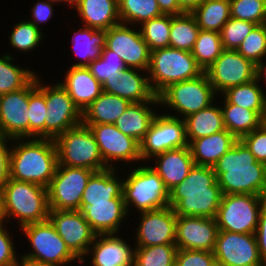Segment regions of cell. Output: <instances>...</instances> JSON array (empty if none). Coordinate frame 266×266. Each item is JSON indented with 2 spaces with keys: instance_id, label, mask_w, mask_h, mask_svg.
<instances>
[{
  "instance_id": "cell-1",
  "label": "cell",
  "mask_w": 266,
  "mask_h": 266,
  "mask_svg": "<svg viewBox=\"0 0 266 266\" xmlns=\"http://www.w3.org/2000/svg\"><path fill=\"white\" fill-rule=\"evenodd\" d=\"M222 195L213 167L194 165L169 191V206L177 216L215 218Z\"/></svg>"
},
{
  "instance_id": "cell-2",
  "label": "cell",
  "mask_w": 266,
  "mask_h": 266,
  "mask_svg": "<svg viewBox=\"0 0 266 266\" xmlns=\"http://www.w3.org/2000/svg\"><path fill=\"white\" fill-rule=\"evenodd\" d=\"M222 194H252L266 197L265 163L256 160L237 140L213 166Z\"/></svg>"
},
{
  "instance_id": "cell-3",
  "label": "cell",
  "mask_w": 266,
  "mask_h": 266,
  "mask_svg": "<svg viewBox=\"0 0 266 266\" xmlns=\"http://www.w3.org/2000/svg\"><path fill=\"white\" fill-rule=\"evenodd\" d=\"M13 140H17L18 144L11 147L10 178L48 188L58 165L54 139L15 138Z\"/></svg>"
},
{
  "instance_id": "cell-4",
  "label": "cell",
  "mask_w": 266,
  "mask_h": 266,
  "mask_svg": "<svg viewBox=\"0 0 266 266\" xmlns=\"http://www.w3.org/2000/svg\"><path fill=\"white\" fill-rule=\"evenodd\" d=\"M1 191L3 220L13 216L21 227L49 218L47 188L9 178Z\"/></svg>"
},
{
  "instance_id": "cell-5",
  "label": "cell",
  "mask_w": 266,
  "mask_h": 266,
  "mask_svg": "<svg viewBox=\"0 0 266 266\" xmlns=\"http://www.w3.org/2000/svg\"><path fill=\"white\" fill-rule=\"evenodd\" d=\"M147 72L156 96L171 84L194 79L204 73L191 52L171 47L151 51Z\"/></svg>"
},
{
  "instance_id": "cell-6",
  "label": "cell",
  "mask_w": 266,
  "mask_h": 266,
  "mask_svg": "<svg viewBox=\"0 0 266 266\" xmlns=\"http://www.w3.org/2000/svg\"><path fill=\"white\" fill-rule=\"evenodd\" d=\"M54 142L58 165L86 168L95 172L108 168L100 155L94 134L83 123L67 129Z\"/></svg>"
},
{
  "instance_id": "cell-7",
  "label": "cell",
  "mask_w": 266,
  "mask_h": 266,
  "mask_svg": "<svg viewBox=\"0 0 266 266\" xmlns=\"http://www.w3.org/2000/svg\"><path fill=\"white\" fill-rule=\"evenodd\" d=\"M130 172L122 192L127 213L131 203L140 213L169 206V190L153 167L139 166Z\"/></svg>"
},
{
  "instance_id": "cell-8",
  "label": "cell",
  "mask_w": 266,
  "mask_h": 266,
  "mask_svg": "<svg viewBox=\"0 0 266 266\" xmlns=\"http://www.w3.org/2000/svg\"><path fill=\"white\" fill-rule=\"evenodd\" d=\"M266 197L252 194H223L215 217L218 230L255 234Z\"/></svg>"
},
{
  "instance_id": "cell-9",
  "label": "cell",
  "mask_w": 266,
  "mask_h": 266,
  "mask_svg": "<svg viewBox=\"0 0 266 266\" xmlns=\"http://www.w3.org/2000/svg\"><path fill=\"white\" fill-rule=\"evenodd\" d=\"M30 242L33 251L21 257V260L38 264L64 266L78 259L58 235L55 226L46 220L20 227Z\"/></svg>"
},
{
  "instance_id": "cell-10",
  "label": "cell",
  "mask_w": 266,
  "mask_h": 266,
  "mask_svg": "<svg viewBox=\"0 0 266 266\" xmlns=\"http://www.w3.org/2000/svg\"><path fill=\"white\" fill-rule=\"evenodd\" d=\"M216 94L204 72L197 78L169 85L158 95V99L159 105L176 110L184 119L214 103Z\"/></svg>"
},
{
  "instance_id": "cell-11",
  "label": "cell",
  "mask_w": 266,
  "mask_h": 266,
  "mask_svg": "<svg viewBox=\"0 0 266 266\" xmlns=\"http://www.w3.org/2000/svg\"><path fill=\"white\" fill-rule=\"evenodd\" d=\"M95 171L86 168L57 165L47 188L50 210H78L82 194Z\"/></svg>"
},
{
  "instance_id": "cell-12",
  "label": "cell",
  "mask_w": 266,
  "mask_h": 266,
  "mask_svg": "<svg viewBox=\"0 0 266 266\" xmlns=\"http://www.w3.org/2000/svg\"><path fill=\"white\" fill-rule=\"evenodd\" d=\"M188 146L185 121L175 115H156L140 142L142 161L167 150Z\"/></svg>"
},
{
  "instance_id": "cell-13",
  "label": "cell",
  "mask_w": 266,
  "mask_h": 266,
  "mask_svg": "<svg viewBox=\"0 0 266 266\" xmlns=\"http://www.w3.org/2000/svg\"><path fill=\"white\" fill-rule=\"evenodd\" d=\"M258 66L236 50L224 49L204 72L216 93L248 83L258 77Z\"/></svg>"
},
{
  "instance_id": "cell-14",
  "label": "cell",
  "mask_w": 266,
  "mask_h": 266,
  "mask_svg": "<svg viewBox=\"0 0 266 266\" xmlns=\"http://www.w3.org/2000/svg\"><path fill=\"white\" fill-rule=\"evenodd\" d=\"M44 96L47 107L45 138L55 139L82 123V112L60 83L50 87L44 85Z\"/></svg>"
},
{
  "instance_id": "cell-15",
  "label": "cell",
  "mask_w": 266,
  "mask_h": 266,
  "mask_svg": "<svg viewBox=\"0 0 266 266\" xmlns=\"http://www.w3.org/2000/svg\"><path fill=\"white\" fill-rule=\"evenodd\" d=\"M104 45L120 56L128 68L147 72L151 51L142 38L141 32L119 23L105 30Z\"/></svg>"
},
{
  "instance_id": "cell-16",
  "label": "cell",
  "mask_w": 266,
  "mask_h": 266,
  "mask_svg": "<svg viewBox=\"0 0 266 266\" xmlns=\"http://www.w3.org/2000/svg\"><path fill=\"white\" fill-rule=\"evenodd\" d=\"M50 222L69 250L84 263L83 258L93 243L96 233L78 210H49Z\"/></svg>"
},
{
  "instance_id": "cell-17",
  "label": "cell",
  "mask_w": 266,
  "mask_h": 266,
  "mask_svg": "<svg viewBox=\"0 0 266 266\" xmlns=\"http://www.w3.org/2000/svg\"><path fill=\"white\" fill-rule=\"evenodd\" d=\"M215 260L225 266H261L255 234L218 231L213 250Z\"/></svg>"
},
{
  "instance_id": "cell-18",
  "label": "cell",
  "mask_w": 266,
  "mask_h": 266,
  "mask_svg": "<svg viewBox=\"0 0 266 266\" xmlns=\"http://www.w3.org/2000/svg\"><path fill=\"white\" fill-rule=\"evenodd\" d=\"M89 128L94 134L100 155L108 168H115L111 161H142L140 144L121 132L114 124H91Z\"/></svg>"
},
{
  "instance_id": "cell-19",
  "label": "cell",
  "mask_w": 266,
  "mask_h": 266,
  "mask_svg": "<svg viewBox=\"0 0 266 266\" xmlns=\"http://www.w3.org/2000/svg\"><path fill=\"white\" fill-rule=\"evenodd\" d=\"M140 215L136 247L175 245L177 215L172 207L141 212Z\"/></svg>"
},
{
  "instance_id": "cell-20",
  "label": "cell",
  "mask_w": 266,
  "mask_h": 266,
  "mask_svg": "<svg viewBox=\"0 0 266 266\" xmlns=\"http://www.w3.org/2000/svg\"><path fill=\"white\" fill-rule=\"evenodd\" d=\"M218 231L215 218L177 216L175 245L178 249L213 252Z\"/></svg>"
},
{
  "instance_id": "cell-21",
  "label": "cell",
  "mask_w": 266,
  "mask_h": 266,
  "mask_svg": "<svg viewBox=\"0 0 266 266\" xmlns=\"http://www.w3.org/2000/svg\"><path fill=\"white\" fill-rule=\"evenodd\" d=\"M28 85L0 95V137L29 138Z\"/></svg>"
},
{
  "instance_id": "cell-22",
  "label": "cell",
  "mask_w": 266,
  "mask_h": 266,
  "mask_svg": "<svg viewBox=\"0 0 266 266\" xmlns=\"http://www.w3.org/2000/svg\"><path fill=\"white\" fill-rule=\"evenodd\" d=\"M78 211L84 216L96 234H116L127 210L123 199L109 202L80 204Z\"/></svg>"
},
{
  "instance_id": "cell-23",
  "label": "cell",
  "mask_w": 266,
  "mask_h": 266,
  "mask_svg": "<svg viewBox=\"0 0 266 266\" xmlns=\"http://www.w3.org/2000/svg\"><path fill=\"white\" fill-rule=\"evenodd\" d=\"M140 69L126 68L116 79L105 81L103 91L128 100L130 103L159 101L152 91L149 79L139 74Z\"/></svg>"
},
{
  "instance_id": "cell-24",
  "label": "cell",
  "mask_w": 266,
  "mask_h": 266,
  "mask_svg": "<svg viewBox=\"0 0 266 266\" xmlns=\"http://www.w3.org/2000/svg\"><path fill=\"white\" fill-rule=\"evenodd\" d=\"M91 245L93 266H134V249L116 234H97Z\"/></svg>"
},
{
  "instance_id": "cell-25",
  "label": "cell",
  "mask_w": 266,
  "mask_h": 266,
  "mask_svg": "<svg viewBox=\"0 0 266 266\" xmlns=\"http://www.w3.org/2000/svg\"><path fill=\"white\" fill-rule=\"evenodd\" d=\"M66 73L64 82L60 84L83 112L102 94V84L91 74L88 67L71 66Z\"/></svg>"
},
{
  "instance_id": "cell-26",
  "label": "cell",
  "mask_w": 266,
  "mask_h": 266,
  "mask_svg": "<svg viewBox=\"0 0 266 266\" xmlns=\"http://www.w3.org/2000/svg\"><path fill=\"white\" fill-rule=\"evenodd\" d=\"M156 167L154 170L163 180L165 187L170 191L177 184H180L189 174L195 165L188 146L167 150L154 156Z\"/></svg>"
},
{
  "instance_id": "cell-27",
  "label": "cell",
  "mask_w": 266,
  "mask_h": 266,
  "mask_svg": "<svg viewBox=\"0 0 266 266\" xmlns=\"http://www.w3.org/2000/svg\"><path fill=\"white\" fill-rule=\"evenodd\" d=\"M238 139L227 129L189 144L195 165L213 167Z\"/></svg>"
},
{
  "instance_id": "cell-28",
  "label": "cell",
  "mask_w": 266,
  "mask_h": 266,
  "mask_svg": "<svg viewBox=\"0 0 266 266\" xmlns=\"http://www.w3.org/2000/svg\"><path fill=\"white\" fill-rule=\"evenodd\" d=\"M115 168L94 172L89 178L81 198V204L109 202L123 199V181L115 175Z\"/></svg>"
},
{
  "instance_id": "cell-29",
  "label": "cell",
  "mask_w": 266,
  "mask_h": 266,
  "mask_svg": "<svg viewBox=\"0 0 266 266\" xmlns=\"http://www.w3.org/2000/svg\"><path fill=\"white\" fill-rule=\"evenodd\" d=\"M152 104H159V101L130 103L125 112L114 122V125L140 144L157 115L151 108Z\"/></svg>"
},
{
  "instance_id": "cell-30",
  "label": "cell",
  "mask_w": 266,
  "mask_h": 266,
  "mask_svg": "<svg viewBox=\"0 0 266 266\" xmlns=\"http://www.w3.org/2000/svg\"><path fill=\"white\" fill-rule=\"evenodd\" d=\"M75 7L85 27L108 30L121 23L118 0H81Z\"/></svg>"
},
{
  "instance_id": "cell-31",
  "label": "cell",
  "mask_w": 266,
  "mask_h": 266,
  "mask_svg": "<svg viewBox=\"0 0 266 266\" xmlns=\"http://www.w3.org/2000/svg\"><path fill=\"white\" fill-rule=\"evenodd\" d=\"M129 104L128 100L103 91L82 112V123L88 127L91 124H114Z\"/></svg>"
},
{
  "instance_id": "cell-32",
  "label": "cell",
  "mask_w": 266,
  "mask_h": 266,
  "mask_svg": "<svg viewBox=\"0 0 266 266\" xmlns=\"http://www.w3.org/2000/svg\"><path fill=\"white\" fill-rule=\"evenodd\" d=\"M188 145L195 139L225 130L221 108L210 104L208 107L184 118Z\"/></svg>"
},
{
  "instance_id": "cell-33",
  "label": "cell",
  "mask_w": 266,
  "mask_h": 266,
  "mask_svg": "<svg viewBox=\"0 0 266 266\" xmlns=\"http://www.w3.org/2000/svg\"><path fill=\"white\" fill-rule=\"evenodd\" d=\"M221 108L225 129L238 140L263 124V118L256 112L224 101Z\"/></svg>"
},
{
  "instance_id": "cell-34",
  "label": "cell",
  "mask_w": 266,
  "mask_h": 266,
  "mask_svg": "<svg viewBox=\"0 0 266 266\" xmlns=\"http://www.w3.org/2000/svg\"><path fill=\"white\" fill-rule=\"evenodd\" d=\"M191 14L200 30L220 33L231 18L230 0H204Z\"/></svg>"
},
{
  "instance_id": "cell-35",
  "label": "cell",
  "mask_w": 266,
  "mask_h": 266,
  "mask_svg": "<svg viewBox=\"0 0 266 266\" xmlns=\"http://www.w3.org/2000/svg\"><path fill=\"white\" fill-rule=\"evenodd\" d=\"M259 78L229 88L223 92L224 101L256 111L262 118L266 114V95L259 86Z\"/></svg>"
},
{
  "instance_id": "cell-36",
  "label": "cell",
  "mask_w": 266,
  "mask_h": 266,
  "mask_svg": "<svg viewBox=\"0 0 266 266\" xmlns=\"http://www.w3.org/2000/svg\"><path fill=\"white\" fill-rule=\"evenodd\" d=\"M73 34V50L83 60L72 66L87 67L91 61L101 56V50L105 42V30L90 27H82Z\"/></svg>"
},
{
  "instance_id": "cell-37",
  "label": "cell",
  "mask_w": 266,
  "mask_h": 266,
  "mask_svg": "<svg viewBox=\"0 0 266 266\" xmlns=\"http://www.w3.org/2000/svg\"><path fill=\"white\" fill-rule=\"evenodd\" d=\"M35 77L28 84V116L29 138H45V114L47 107L44 96V86Z\"/></svg>"
},
{
  "instance_id": "cell-38",
  "label": "cell",
  "mask_w": 266,
  "mask_h": 266,
  "mask_svg": "<svg viewBox=\"0 0 266 266\" xmlns=\"http://www.w3.org/2000/svg\"><path fill=\"white\" fill-rule=\"evenodd\" d=\"M200 28L191 13L171 15L169 47L191 52Z\"/></svg>"
},
{
  "instance_id": "cell-39",
  "label": "cell",
  "mask_w": 266,
  "mask_h": 266,
  "mask_svg": "<svg viewBox=\"0 0 266 266\" xmlns=\"http://www.w3.org/2000/svg\"><path fill=\"white\" fill-rule=\"evenodd\" d=\"M10 54L0 57V95L15 92L26 87L36 74L12 64Z\"/></svg>"
},
{
  "instance_id": "cell-40",
  "label": "cell",
  "mask_w": 266,
  "mask_h": 266,
  "mask_svg": "<svg viewBox=\"0 0 266 266\" xmlns=\"http://www.w3.org/2000/svg\"><path fill=\"white\" fill-rule=\"evenodd\" d=\"M118 13L121 23L131 25L163 15L157 0H118Z\"/></svg>"
},
{
  "instance_id": "cell-41",
  "label": "cell",
  "mask_w": 266,
  "mask_h": 266,
  "mask_svg": "<svg viewBox=\"0 0 266 266\" xmlns=\"http://www.w3.org/2000/svg\"><path fill=\"white\" fill-rule=\"evenodd\" d=\"M223 50L219 32L200 30L191 53L197 64L205 71Z\"/></svg>"
},
{
  "instance_id": "cell-42",
  "label": "cell",
  "mask_w": 266,
  "mask_h": 266,
  "mask_svg": "<svg viewBox=\"0 0 266 266\" xmlns=\"http://www.w3.org/2000/svg\"><path fill=\"white\" fill-rule=\"evenodd\" d=\"M176 245L135 247L134 266H175Z\"/></svg>"
},
{
  "instance_id": "cell-43",
  "label": "cell",
  "mask_w": 266,
  "mask_h": 266,
  "mask_svg": "<svg viewBox=\"0 0 266 266\" xmlns=\"http://www.w3.org/2000/svg\"><path fill=\"white\" fill-rule=\"evenodd\" d=\"M170 27L171 15L163 14L142 23L139 29L150 51L169 47Z\"/></svg>"
},
{
  "instance_id": "cell-44",
  "label": "cell",
  "mask_w": 266,
  "mask_h": 266,
  "mask_svg": "<svg viewBox=\"0 0 266 266\" xmlns=\"http://www.w3.org/2000/svg\"><path fill=\"white\" fill-rule=\"evenodd\" d=\"M87 67L101 84L116 79L119 73L127 68L122 58L115 55V52L109 50L105 45L101 50L100 58L91 61Z\"/></svg>"
},
{
  "instance_id": "cell-45",
  "label": "cell",
  "mask_w": 266,
  "mask_h": 266,
  "mask_svg": "<svg viewBox=\"0 0 266 266\" xmlns=\"http://www.w3.org/2000/svg\"><path fill=\"white\" fill-rule=\"evenodd\" d=\"M236 51L259 66L266 57V24L256 25Z\"/></svg>"
},
{
  "instance_id": "cell-46",
  "label": "cell",
  "mask_w": 266,
  "mask_h": 266,
  "mask_svg": "<svg viewBox=\"0 0 266 266\" xmlns=\"http://www.w3.org/2000/svg\"><path fill=\"white\" fill-rule=\"evenodd\" d=\"M42 33L41 29H38L29 20L18 22L9 36L10 44L13 48L28 52L40 45L43 38Z\"/></svg>"
},
{
  "instance_id": "cell-47",
  "label": "cell",
  "mask_w": 266,
  "mask_h": 266,
  "mask_svg": "<svg viewBox=\"0 0 266 266\" xmlns=\"http://www.w3.org/2000/svg\"><path fill=\"white\" fill-rule=\"evenodd\" d=\"M231 17L266 24V0H230Z\"/></svg>"
},
{
  "instance_id": "cell-48",
  "label": "cell",
  "mask_w": 266,
  "mask_h": 266,
  "mask_svg": "<svg viewBox=\"0 0 266 266\" xmlns=\"http://www.w3.org/2000/svg\"><path fill=\"white\" fill-rule=\"evenodd\" d=\"M256 25L250 21L238 20L231 17L220 32L223 48L226 50H237L242 41Z\"/></svg>"
},
{
  "instance_id": "cell-49",
  "label": "cell",
  "mask_w": 266,
  "mask_h": 266,
  "mask_svg": "<svg viewBox=\"0 0 266 266\" xmlns=\"http://www.w3.org/2000/svg\"><path fill=\"white\" fill-rule=\"evenodd\" d=\"M215 256L205 250L178 249L175 266H211Z\"/></svg>"
},
{
  "instance_id": "cell-50",
  "label": "cell",
  "mask_w": 266,
  "mask_h": 266,
  "mask_svg": "<svg viewBox=\"0 0 266 266\" xmlns=\"http://www.w3.org/2000/svg\"><path fill=\"white\" fill-rule=\"evenodd\" d=\"M257 161L266 163V127L262 124L240 139Z\"/></svg>"
},
{
  "instance_id": "cell-51",
  "label": "cell",
  "mask_w": 266,
  "mask_h": 266,
  "mask_svg": "<svg viewBox=\"0 0 266 266\" xmlns=\"http://www.w3.org/2000/svg\"><path fill=\"white\" fill-rule=\"evenodd\" d=\"M4 220L0 221V266H19L15 248L9 233L4 228Z\"/></svg>"
},
{
  "instance_id": "cell-52",
  "label": "cell",
  "mask_w": 266,
  "mask_h": 266,
  "mask_svg": "<svg viewBox=\"0 0 266 266\" xmlns=\"http://www.w3.org/2000/svg\"><path fill=\"white\" fill-rule=\"evenodd\" d=\"M12 138L0 137V190L10 178V155L11 148L6 146Z\"/></svg>"
},
{
  "instance_id": "cell-53",
  "label": "cell",
  "mask_w": 266,
  "mask_h": 266,
  "mask_svg": "<svg viewBox=\"0 0 266 266\" xmlns=\"http://www.w3.org/2000/svg\"><path fill=\"white\" fill-rule=\"evenodd\" d=\"M59 2L58 0H47V1H41L39 0L37 3L34 4V7H32V16L33 20L31 19L30 22L35 25L38 29L39 24L47 22L52 15H53V6L52 3Z\"/></svg>"
},
{
  "instance_id": "cell-54",
  "label": "cell",
  "mask_w": 266,
  "mask_h": 266,
  "mask_svg": "<svg viewBox=\"0 0 266 266\" xmlns=\"http://www.w3.org/2000/svg\"><path fill=\"white\" fill-rule=\"evenodd\" d=\"M255 236L260 258L266 260V203L260 210Z\"/></svg>"
},
{
  "instance_id": "cell-55",
  "label": "cell",
  "mask_w": 266,
  "mask_h": 266,
  "mask_svg": "<svg viewBox=\"0 0 266 266\" xmlns=\"http://www.w3.org/2000/svg\"><path fill=\"white\" fill-rule=\"evenodd\" d=\"M159 9L164 15H180L184 13L179 5L177 0H157Z\"/></svg>"
},
{
  "instance_id": "cell-56",
  "label": "cell",
  "mask_w": 266,
  "mask_h": 266,
  "mask_svg": "<svg viewBox=\"0 0 266 266\" xmlns=\"http://www.w3.org/2000/svg\"><path fill=\"white\" fill-rule=\"evenodd\" d=\"M204 0H177L180 9L185 13H191Z\"/></svg>"
},
{
  "instance_id": "cell-57",
  "label": "cell",
  "mask_w": 266,
  "mask_h": 266,
  "mask_svg": "<svg viewBox=\"0 0 266 266\" xmlns=\"http://www.w3.org/2000/svg\"><path fill=\"white\" fill-rule=\"evenodd\" d=\"M257 75H258V78H259V79H263V78H261V77L265 75V79H266V65H265V62H262V63L258 66Z\"/></svg>"
},
{
  "instance_id": "cell-58",
  "label": "cell",
  "mask_w": 266,
  "mask_h": 266,
  "mask_svg": "<svg viewBox=\"0 0 266 266\" xmlns=\"http://www.w3.org/2000/svg\"><path fill=\"white\" fill-rule=\"evenodd\" d=\"M19 266H56V265L38 264L32 261L21 260V263L19 264Z\"/></svg>"
},
{
  "instance_id": "cell-59",
  "label": "cell",
  "mask_w": 266,
  "mask_h": 266,
  "mask_svg": "<svg viewBox=\"0 0 266 266\" xmlns=\"http://www.w3.org/2000/svg\"><path fill=\"white\" fill-rule=\"evenodd\" d=\"M60 3H61V1L62 2H67L66 4H69V6L71 7V8H73V6H77L80 2H81V0H58Z\"/></svg>"
},
{
  "instance_id": "cell-60",
  "label": "cell",
  "mask_w": 266,
  "mask_h": 266,
  "mask_svg": "<svg viewBox=\"0 0 266 266\" xmlns=\"http://www.w3.org/2000/svg\"><path fill=\"white\" fill-rule=\"evenodd\" d=\"M3 220V215H2V202H1V191H0V221Z\"/></svg>"
},
{
  "instance_id": "cell-61",
  "label": "cell",
  "mask_w": 266,
  "mask_h": 266,
  "mask_svg": "<svg viewBox=\"0 0 266 266\" xmlns=\"http://www.w3.org/2000/svg\"><path fill=\"white\" fill-rule=\"evenodd\" d=\"M211 266H225L224 264H222L221 262L214 260L213 263L211 264Z\"/></svg>"
},
{
  "instance_id": "cell-62",
  "label": "cell",
  "mask_w": 266,
  "mask_h": 266,
  "mask_svg": "<svg viewBox=\"0 0 266 266\" xmlns=\"http://www.w3.org/2000/svg\"><path fill=\"white\" fill-rule=\"evenodd\" d=\"M263 125L266 127V114L263 116Z\"/></svg>"
},
{
  "instance_id": "cell-63",
  "label": "cell",
  "mask_w": 266,
  "mask_h": 266,
  "mask_svg": "<svg viewBox=\"0 0 266 266\" xmlns=\"http://www.w3.org/2000/svg\"><path fill=\"white\" fill-rule=\"evenodd\" d=\"M261 266H266V260H263V261H262Z\"/></svg>"
}]
</instances>
